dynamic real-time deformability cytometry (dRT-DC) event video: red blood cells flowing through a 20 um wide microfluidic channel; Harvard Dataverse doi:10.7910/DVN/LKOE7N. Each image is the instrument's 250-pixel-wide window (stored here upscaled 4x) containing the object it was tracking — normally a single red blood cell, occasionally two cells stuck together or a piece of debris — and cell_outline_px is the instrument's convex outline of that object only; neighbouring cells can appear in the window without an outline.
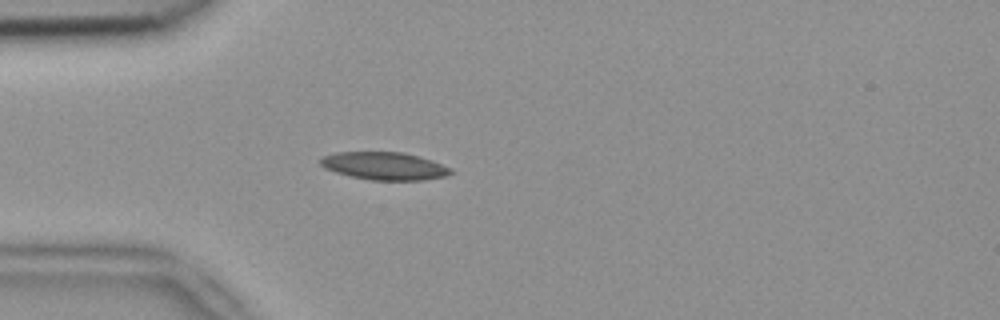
{"species": "common noctule bat (a hibernating species)", "species_latin": "Nyctalus noctula", "temperature_condition": "room temperature", "stored_images_in_passage": 4, "camera_frame_rate_fps": 3000, "um_per_image_px": 0.085, "animal": {"sex": "female", "body_mass_g": 18.4}, "frame": {"image": 1, "passage_image": 4, "time_ms": 1.0, "image_size_px": [1000, 320], "cell_outline_px": [[452, 172], [448, 176], [424, 180], [372, 180], [352, 176], [336, 172], [324, 168], [320, 164], [320, 160], [324, 156], [336, 152], [404, 152], [420, 156], [432, 160], [452, 168]], "centroid_in_image_um": [32.72, 14.1], "position_along_channel_um": 52.3, "area_um2": 21.1}}